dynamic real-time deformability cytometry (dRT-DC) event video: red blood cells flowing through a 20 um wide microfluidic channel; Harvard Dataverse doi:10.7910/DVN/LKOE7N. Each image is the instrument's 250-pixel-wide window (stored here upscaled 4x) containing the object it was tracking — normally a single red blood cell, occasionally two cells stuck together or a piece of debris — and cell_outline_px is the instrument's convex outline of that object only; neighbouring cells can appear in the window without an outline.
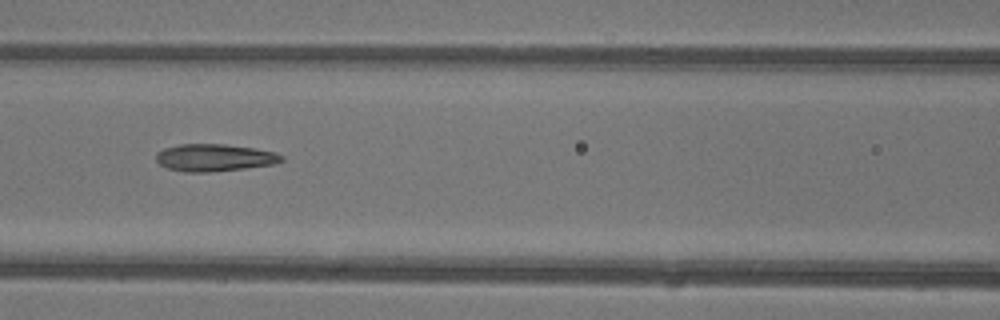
{"species": "common noctule bat (a hibernating species)", "species_latin": "Nyctalus noctula", "temperature_condition": "warm", "stored_images_in_passage": 16, "camera_frame_rate_fps": 3000, "um_per_image_px": 0.085, "animal": {"sex": "female"}, "frame": {"image": 1, "passage_image": 8, "time_ms": 2.333, "image_size_px": [1000, 320], "cell_outline_px": [[284, 160], [276, 164], [244, 168], [208, 172], [184, 172], [168, 168], [160, 164], [156, 160], [156, 152], [164, 148], [180, 144], [224, 144], [252, 148], [276, 152], [284, 156]], "centroid_in_image_um": [18.23, 13.4], "position_along_channel_um": 148.4, "area_um2": 19.94}}
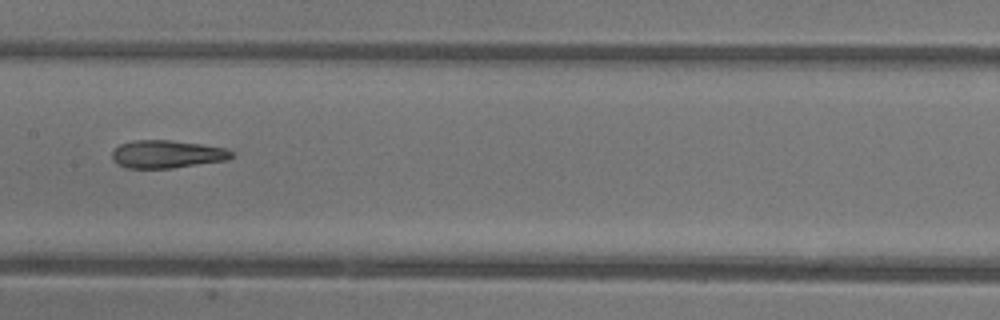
{"frame": {"image": 2, "passage_image": 11, "time_ms": 3.333, "image_size_px": [1000, 320], "cell_outline_px": [[236, 156], [228, 160], [172, 168], [128, 168], [116, 164], [112, 160], [112, 152], [120, 144], [132, 140], [172, 140], [204, 144], [228, 148], [236, 152]], "centroid_in_image_um": [14.26, 13.1], "position_along_channel_um": 193.1, "area_um2": 19.83}}